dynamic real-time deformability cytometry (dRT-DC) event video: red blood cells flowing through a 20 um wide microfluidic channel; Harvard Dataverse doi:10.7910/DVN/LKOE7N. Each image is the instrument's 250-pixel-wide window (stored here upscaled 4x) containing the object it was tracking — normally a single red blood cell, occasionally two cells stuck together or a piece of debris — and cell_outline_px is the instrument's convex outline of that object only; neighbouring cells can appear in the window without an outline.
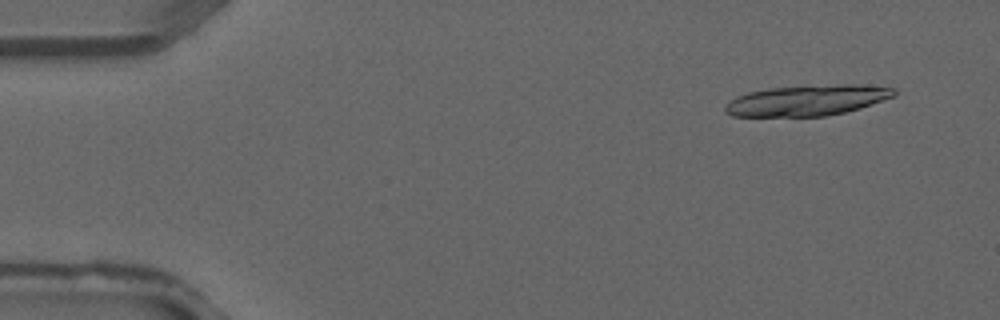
{"species": "common noctule bat (a hibernating species)", "species_latin": "Nyctalus noctula", "temperature_condition": "warm", "stored_images_in_passage": 4, "camera_frame_rate_fps": 3000, "um_per_image_px": 0.085, "animal": {"sex": "male", "forearm_length_mm": 52.5}, "frame": {"image": 1, "passage_image": 1, "time_ms": 0.0, "image_size_px": [1000, 320], "cell_outline_px": [[896, 96], [860, 108], [844, 112], [824, 116], [732, 116], [724, 112], [724, 108], [736, 96], [748, 92], [768, 88], [840, 84], [860, 84], [896, 88]], "centroid_in_image_um": [68.64, 8.52], "position_along_channel_um": 16.4, "area_um2": 30.17}}
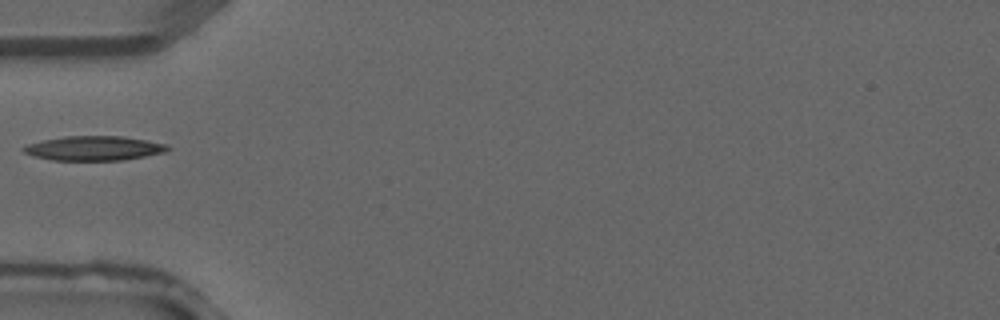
{"frame": {"image": 2, "passage_image": 4, "time_ms": 1.0, "image_size_px": [1000, 320], "cell_outline_px": [[172, 148], [164, 152], [124, 160], [52, 160], [32, 156], [24, 152], [20, 148], [28, 144], [44, 140], [64, 136], [124, 136], [148, 140], [168, 144]], "centroid_in_image_um": [8.01, 12.6], "position_along_channel_um": 77.0, "area_um2": 20.63}}